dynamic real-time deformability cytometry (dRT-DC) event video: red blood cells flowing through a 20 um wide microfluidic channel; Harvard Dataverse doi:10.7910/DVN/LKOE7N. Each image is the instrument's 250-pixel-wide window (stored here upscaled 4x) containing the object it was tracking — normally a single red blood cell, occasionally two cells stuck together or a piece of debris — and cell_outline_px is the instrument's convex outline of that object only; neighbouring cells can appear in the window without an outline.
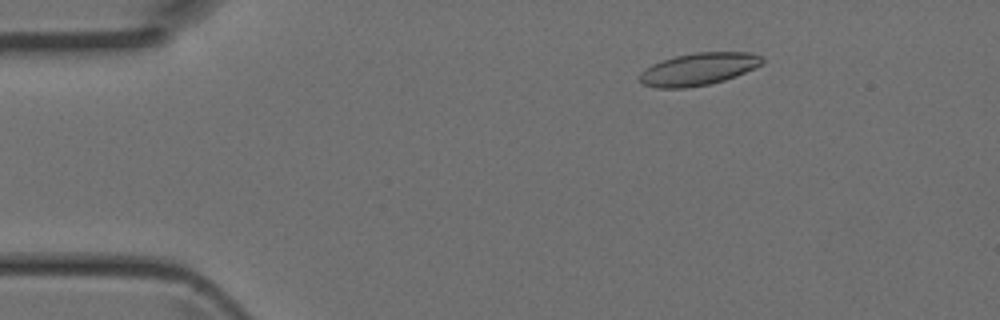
{"species": "Egyptian fruit bat (a non-hibernating species)", "species_latin": "Rousettus aegyptiacus", "temperature_condition": "room temperature", "stored_images_in_passage": 6, "camera_frame_rate_fps": 3000, "um_per_image_px": 0.085, "animal": {"sex": "female"}, "frame": {"image": 1, "passage_image": 3, "time_ms": 0.667, "image_size_px": [1000, 320], "cell_outline_px": [[764, 60], [760, 64], [736, 76], [724, 80], [708, 84], [688, 88], [656, 88], [640, 84], [640, 72], [652, 64], [676, 56], [696, 52], [752, 52], [760, 56]], "centroid_in_image_um": [59.33, 5.88], "position_along_channel_um": 25.7, "area_um2": 22.95}}
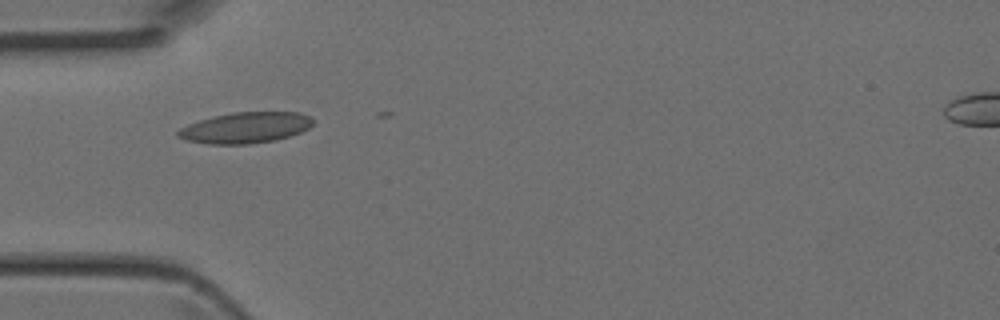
{"frame": {"image": 2, "passage_image": 5, "time_ms": 1.333, "image_size_px": [1000, 320], "cell_outline_px": [[312, 124], [308, 128], [300, 132], [276, 140], [248, 144], [208, 144], [184, 140], [176, 136], [176, 132], [180, 128], [188, 124], [212, 116], [232, 112], [300, 112], [312, 116]], "centroid_in_image_um": [20.84, 10.85], "position_along_channel_um": 64.2, "area_um2": 24.45}}
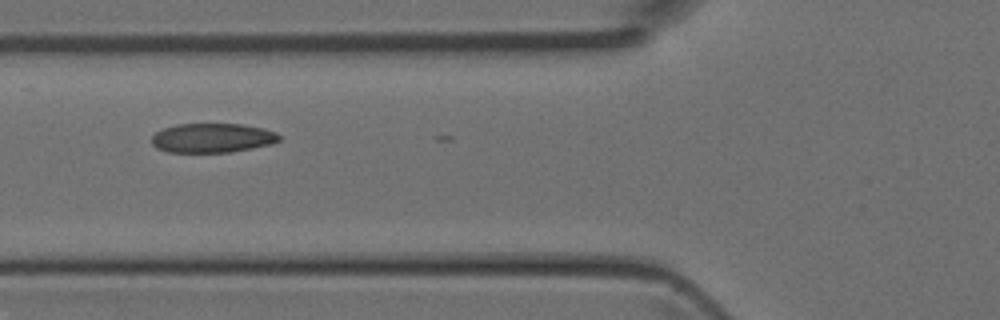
{"frame": {"image": 3, "passage_image": 6, "time_ms": 1.667, "image_size_px": [1000, 320], "cell_outline_px": [[280, 140], [272, 144], [232, 152], [168, 152], [156, 148], [152, 144], [152, 136], [156, 132], [164, 128], [176, 124], [240, 124], [264, 128], [276, 132], [280, 136]], "centroid_in_image_um": [18.06, 11.73], "position_along_channel_um": 107.7, "area_um2": 21.85}}